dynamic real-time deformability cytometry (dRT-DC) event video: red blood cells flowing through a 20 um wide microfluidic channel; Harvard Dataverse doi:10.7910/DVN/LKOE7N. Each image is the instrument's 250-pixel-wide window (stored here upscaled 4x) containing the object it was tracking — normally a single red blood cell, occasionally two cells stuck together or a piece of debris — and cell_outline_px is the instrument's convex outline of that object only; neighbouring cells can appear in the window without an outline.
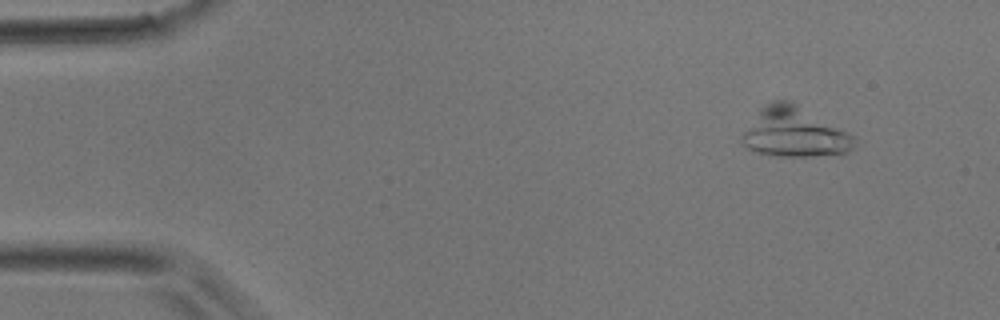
{"species": "common noctule bat (a hibernating species)", "species_latin": "Nyctalus noctula", "temperature_condition": "room temperature", "stored_images_in_passage": 6, "camera_frame_rate_fps": 3000, "um_per_image_px": 0.085, "animal": {"sex": "male", "body_mass_g": 17.9}, "frame": {"image": 1, "passage_image": 3, "time_ms": 0.667, "image_size_px": [1000, 320], "cell_outline_px": [[856, 136], [852, 148], [848, 152], [808, 156], [772, 156], [756, 152], [748, 148], [744, 144], [744, 132], [760, 108], [776, 100], [788, 100], [796, 104]], "centroid_in_image_um": [67.54, 11.26], "position_along_channel_um": 17.5, "area_um2": 31.73}}